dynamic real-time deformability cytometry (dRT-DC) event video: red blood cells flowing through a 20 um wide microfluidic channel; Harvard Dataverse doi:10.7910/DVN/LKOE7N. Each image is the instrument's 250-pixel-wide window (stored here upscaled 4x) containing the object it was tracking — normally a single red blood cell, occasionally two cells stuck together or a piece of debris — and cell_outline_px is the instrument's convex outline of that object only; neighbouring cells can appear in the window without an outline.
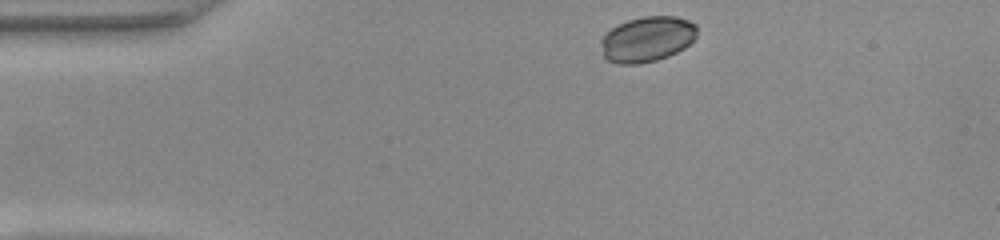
{"species": "common noctule bat (a hibernating species)", "species_latin": "Nyctalus noctula", "temperature_condition": "warm", "stored_images_in_passage": 44, "camera_frame_rate_fps": 3000, "um_per_image_px": 0.085, "animal": {"sex": "female", "body_mass_g": 22.0, "forearm_length_mm": 56.7}, "frame": {"image": 1, "passage_image": 1, "time_ms": 0.0, "image_size_px": [1000, 240], "cell_outline_px": [[696, 36], [684, 48], [668, 56], [656, 60], [640, 64], [620, 64], [608, 60], [604, 56], [600, 44], [600, 40], [612, 28], [628, 20], [644, 16], [676, 16], [688, 20], [696, 24]], "centroid_in_image_um": [55.01, 3.33], "position_along_channel_um": 30.0, "area_um2": 25.26}}
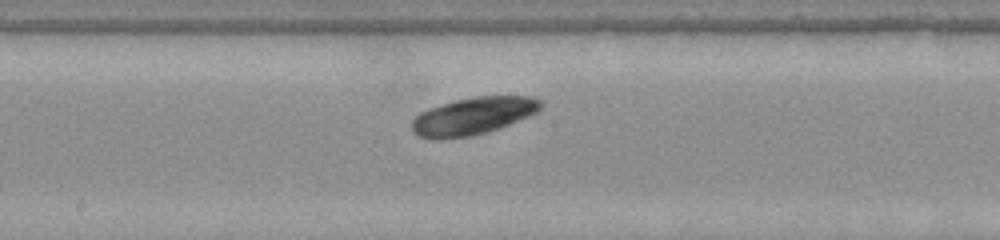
{"frame": {"image": 2, "passage_image": 19, "time_ms": 6.0, "image_size_px": [1000, 240], "cell_outline_px": [[544, 104], [536, 112], [508, 124], [472, 136], [440, 140], [432, 140], [420, 136], [412, 132], [412, 120], [420, 112], [456, 100], [476, 96], [532, 96], [540, 100]], "centroid_in_image_um": [40.18, 9.87], "position_along_channel_um": 208.0, "area_um2": 27.74}}
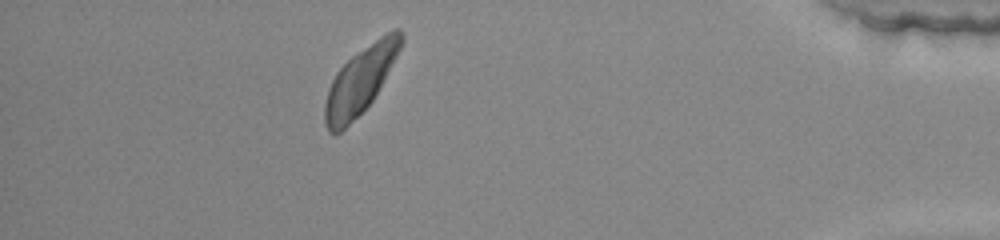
{"frame": {"image": 3, "passage_image": 38, "time_ms": 12.333, "image_size_px": [1000, 240], "cell_outline_px": [[404, 40], [396, 56], [372, 100], [340, 132], [328, 132], [324, 120], [324, 104], [328, 88], [336, 72], [352, 56], [380, 36], [396, 28], [400, 28], [404, 36]], "centroid_in_image_um": [30.6, 6.82], "position_along_channel_um": 404.6, "area_um2": 28.67}, "authors_computed_cell_mechanics": {"area_um2": 28.2931, "velocity_mm_per_s": 3.875, "shape_relaxation_time_tau1_ms": null, "shape_relaxation_time_tau2_ms": 7.4536, "deformation_change_tau1": null, "deformation_change_tau2": 0.0632}}